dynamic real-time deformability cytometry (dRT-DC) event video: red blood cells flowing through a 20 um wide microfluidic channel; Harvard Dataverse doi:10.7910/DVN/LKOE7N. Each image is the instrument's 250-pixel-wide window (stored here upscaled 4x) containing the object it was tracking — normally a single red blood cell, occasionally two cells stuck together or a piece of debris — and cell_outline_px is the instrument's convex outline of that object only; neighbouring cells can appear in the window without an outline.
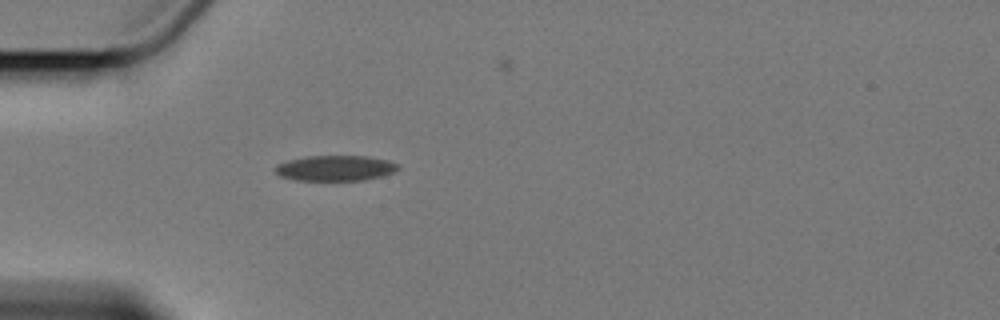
{"species": "Egyptian fruit bat (a non-hibernating species)", "species_latin": "Rousettus aegyptiacus", "temperature_condition": "cold", "stored_images_in_passage": 2, "camera_frame_rate_fps": 3000, "um_per_image_px": 0.085, "animal": {"sex": "female"}, "frame": {"image": 1, "passage_image": 1, "time_ms": 0.0, "image_size_px": [1000, 320], "cell_outline_px": [[400, 168], [392, 172], [380, 176], [364, 180], [296, 180], [280, 176], [276, 172], [276, 164], [288, 160], [308, 156], [364, 156], [388, 160], [400, 164]], "centroid_in_image_um": [28.51, 14.28], "position_along_channel_um": 56.5, "area_um2": 18.09}}